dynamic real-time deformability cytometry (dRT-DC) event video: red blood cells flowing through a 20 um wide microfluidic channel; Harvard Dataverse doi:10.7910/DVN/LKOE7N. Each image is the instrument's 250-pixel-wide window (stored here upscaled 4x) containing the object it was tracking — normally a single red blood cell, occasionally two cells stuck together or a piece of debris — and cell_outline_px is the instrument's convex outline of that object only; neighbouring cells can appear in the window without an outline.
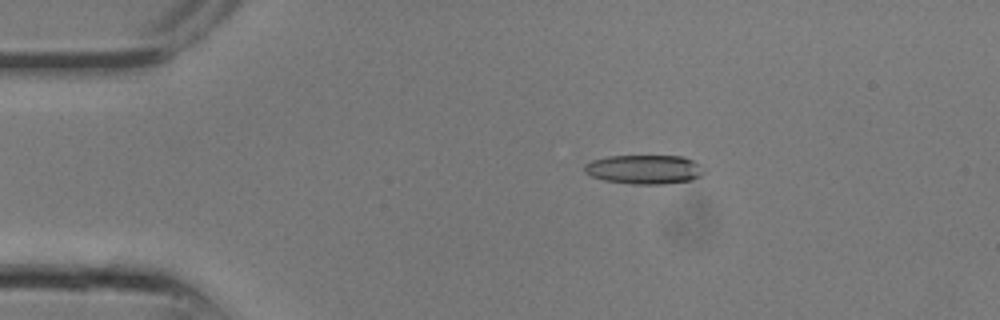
{"species": "common noctule bat (a hibernating species)", "species_latin": "Nyctalus noctula", "temperature_condition": "room temperature", "stored_images_in_passage": 8, "camera_frame_rate_fps": 3000, "um_per_image_px": 0.085, "animal": {"sex": "male", "body_mass_g": 13.3}, "frame": {"image": 1, "passage_image": 2, "time_ms": 0.333, "image_size_px": [1000, 320], "cell_outline_px": [[704, 172], [700, 176], [692, 180], [664, 184], [632, 184], [604, 180], [592, 176], [584, 172], [584, 164], [592, 160], [608, 156], [684, 156], [700, 164]], "centroid_in_image_um": [54.76, 14.4], "position_along_channel_um": 30.2, "area_um2": 20.35}}
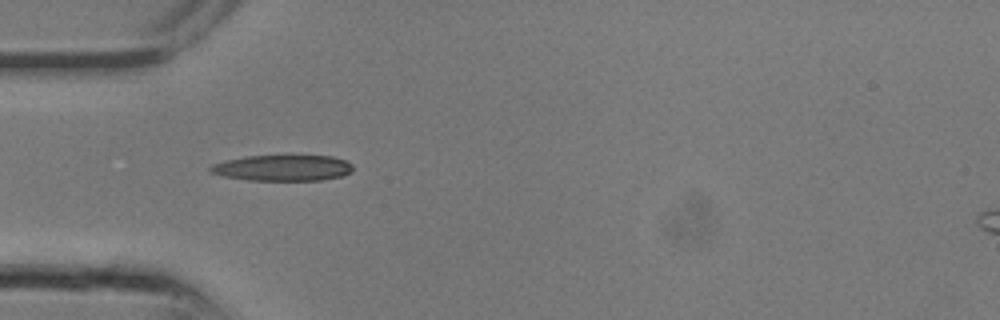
{"frame": {"image": 2, "passage_image": 5, "time_ms": 1.333, "image_size_px": [1000, 320], "cell_outline_px": [[352, 172], [340, 176], [320, 180], [248, 180], [224, 176], [208, 172], [208, 168], [212, 164], [224, 160], [244, 156], [284, 152], [288, 152], [332, 156], [344, 160], [352, 164]], "centroid_in_image_um": [24.0, 14.2], "position_along_channel_um": 61.0, "area_um2": 22.83}}
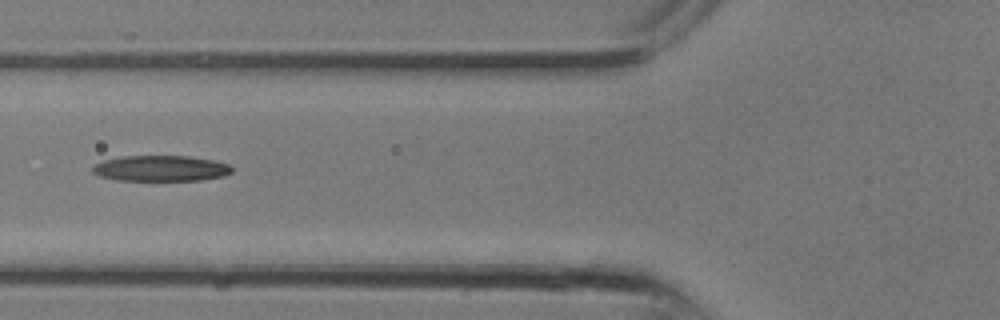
{"frame": {"image": 3, "passage_image": 7, "time_ms": 2.0, "image_size_px": [1000, 320], "cell_outline_px": [[232, 172], [224, 176], [200, 180], [116, 180], [100, 176], [92, 172], [92, 168], [96, 164], [104, 160], [120, 156], [188, 156], [212, 160], [228, 164], [232, 168]], "centroid_in_image_um": [13.66, 14.31], "position_along_channel_um": 112.1, "area_um2": 20.81}}